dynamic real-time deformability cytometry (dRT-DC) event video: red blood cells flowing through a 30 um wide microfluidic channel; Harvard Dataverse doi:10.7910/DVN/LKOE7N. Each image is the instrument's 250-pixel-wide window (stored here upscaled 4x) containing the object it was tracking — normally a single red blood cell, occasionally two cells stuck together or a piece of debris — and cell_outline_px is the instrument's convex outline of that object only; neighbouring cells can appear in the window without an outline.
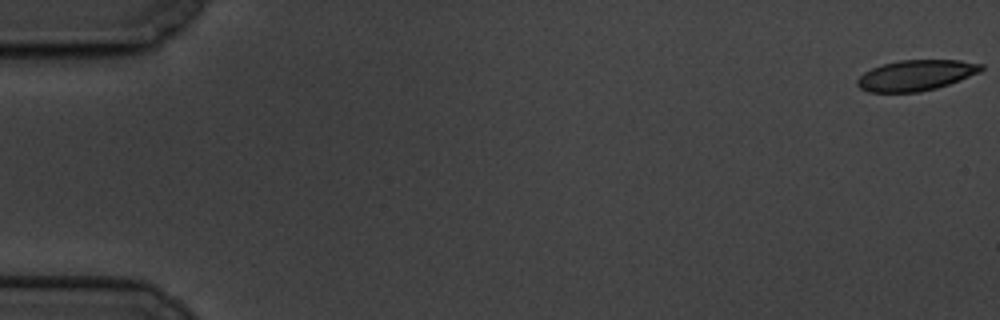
{"species": "common noctule bat (a hibernating species)", "species_latin": "Nyctalus noctula", "temperature_condition": "cold", "stored_images_in_passage": 61, "camera_frame_rate_fps": 3000, "um_per_image_px": 0.085, "animal": {"sex": "male", "body_mass_g": 19.5, "forearm_length_mm": 54.6}, "frame": {"image": 1, "passage_image": 1, "time_ms": 0.0, "image_size_px": [1000, 320], "cell_outline_px": [[984, 68], [980, 72], [948, 84], [936, 88], [920, 92], [868, 92], [860, 88], [856, 84], [856, 80], [864, 72], [872, 68], [884, 64], [900, 60], [960, 60], [984, 64]], "centroid_in_image_um": [77.85, 6.4], "position_along_channel_um": 7.1, "area_um2": 22.08}}
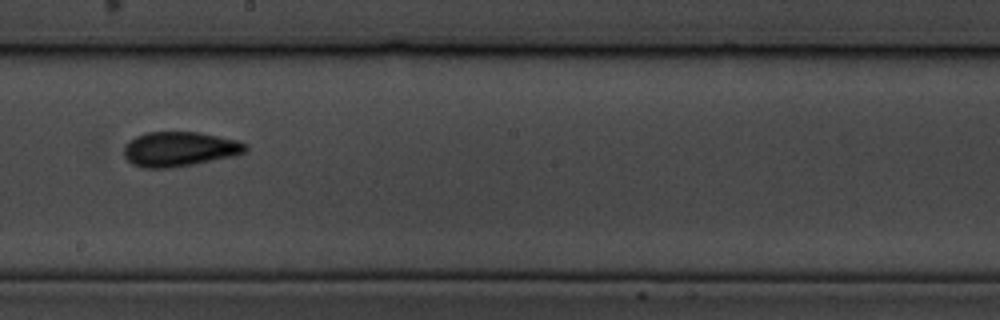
{"frame": {"image": 2, "passage_image": 35, "time_ms": 11.333, "image_size_px": [1000, 320], "cell_outline_px": [[248, 148], [244, 152], [232, 156], [172, 168], [144, 168], [132, 164], [124, 156], [124, 144], [128, 140], [144, 132], [200, 132], [236, 140], [248, 144]], "centroid_in_image_um": [15.21, 12.66], "position_along_channel_um": 233.0, "area_um2": 24.62}}
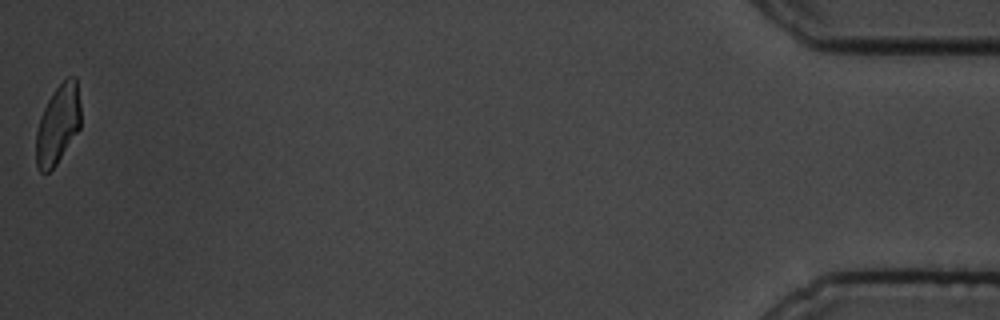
{"frame": {"image": 3, "passage_image": 61, "time_ms": 20.0, "image_size_px": [1000, 320], "cell_outline_px": [[80, 128], [56, 164], [48, 172], [40, 172], [36, 164], [36, 132], [40, 116], [52, 92], [68, 76], [76, 76], [80, 104]], "centroid_in_image_um": [4.92, 10.56], "position_along_channel_um": 430.3, "area_um2": 20.52}, "authors_computed_cell_mechanics": {"area_um2": 23.12, "velocity_mm_per_s": 3.3345, "shape_relaxation_time_tau1_ms": 4.7358, "shape_relaxation_time_tau2_ms": 2.5679, "deformation_change_tau1": 0.1279, "deformation_change_tau2": 0.0862}}